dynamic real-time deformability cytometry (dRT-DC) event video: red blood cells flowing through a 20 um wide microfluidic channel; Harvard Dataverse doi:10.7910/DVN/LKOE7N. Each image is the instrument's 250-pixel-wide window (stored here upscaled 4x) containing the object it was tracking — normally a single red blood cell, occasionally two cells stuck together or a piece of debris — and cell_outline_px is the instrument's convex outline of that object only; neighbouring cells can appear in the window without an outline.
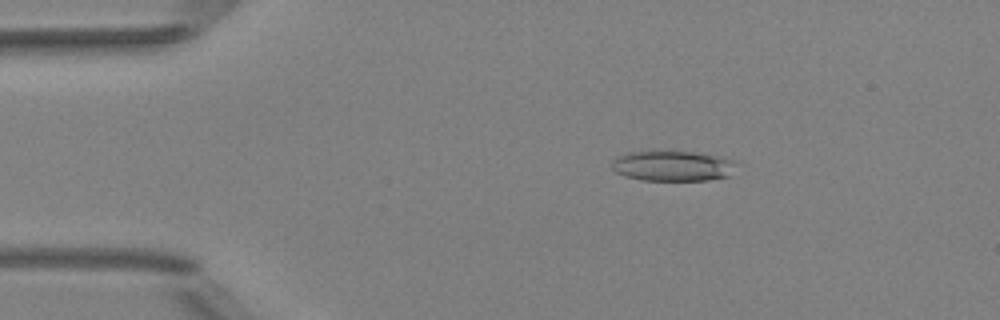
{"species": "Egyptian fruit bat (a non-hibernating species)", "species_latin": "Rousettus aegyptiacus", "temperature_condition": "room temperature", "stored_images_in_passage": 5, "camera_frame_rate_fps": 3000, "um_per_image_px": 0.085, "animal": {"sex": "female"}, "frame": {"image": 1, "passage_image": 3, "time_ms": 2.333, "image_size_px": [1000, 320], "cell_outline_px": [[732, 164], [728, 176], [708, 180], [640, 180], [624, 176], [616, 172], [612, 168], [612, 160], [616, 156], [628, 152], [692, 152], [716, 156], [732, 160]], "centroid_in_image_um": [57.06, 14.11], "position_along_channel_um": 27.9, "area_um2": 21.44}}